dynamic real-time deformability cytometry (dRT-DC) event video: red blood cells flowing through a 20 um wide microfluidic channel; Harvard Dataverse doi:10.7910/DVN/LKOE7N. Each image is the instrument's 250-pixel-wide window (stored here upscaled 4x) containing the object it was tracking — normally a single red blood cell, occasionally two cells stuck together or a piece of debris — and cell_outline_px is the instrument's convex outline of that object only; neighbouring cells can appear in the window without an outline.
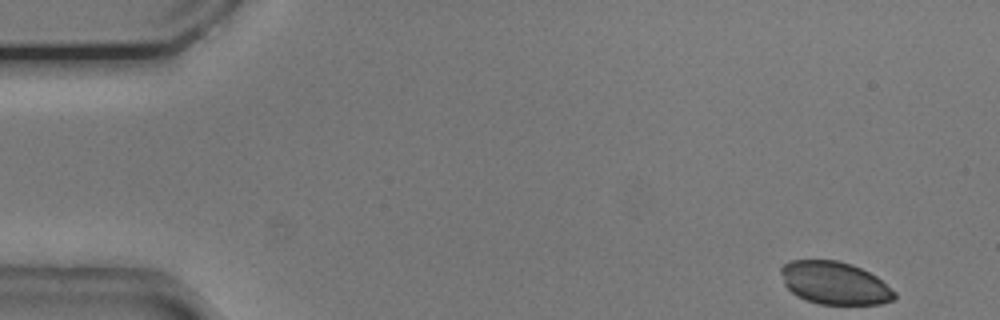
{"species": "common noctule bat (a hibernating species)", "species_latin": "Nyctalus noctula", "temperature_condition": "cold", "stored_images_in_passage": 51, "camera_frame_rate_fps": 3000, "um_per_image_px": 0.085, "animal": {"sex": "male", "body_mass_g": 20.5, "forearm_length_mm": 52.5}, "frame": {"image": 1, "passage_image": 1, "time_ms": 0.0, "image_size_px": [1000, 320], "cell_outline_px": [[896, 296], [892, 300], [880, 304], [820, 304], [804, 300], [796, 296], [784, 284], [780, 272], [780, 268], [784, 264], [792, 260], [836, 260], [852, 264], [876, 276], [896, 292]], "centroid_in_image_um": [70.92, 24.06], "position_along_channel_um": 14.1, "area_um2": 28.26}}
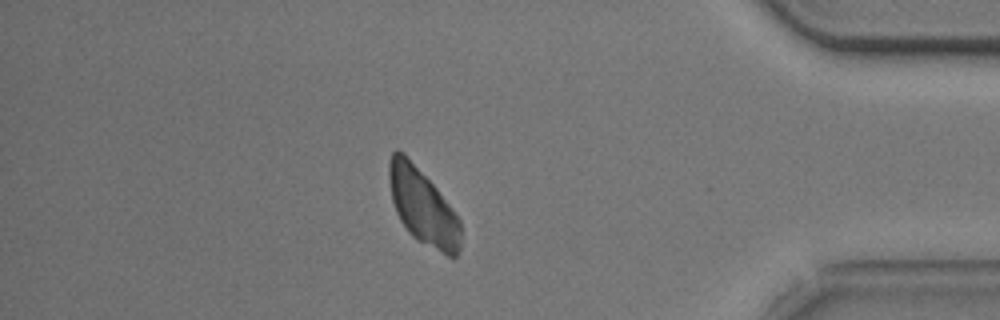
{"frame": {"image": 2, "passage_image": 44, "time_ms": 14.333, "image_size_px": [1000, 320], "cell_outline_px": [[460, 252], [452, 260], [416, 240], [408, 232], [400, 220], [396, 212], [392, 200], [388, 176], [388, 160], [392, 152], [396, 148], [404, 152], [436, 188], [452, 208], [460, 220]], "centroid_in_image_um": [35.93, 17.59], "position_along_channel_um": 399.3, "area_um2": 32.08}}